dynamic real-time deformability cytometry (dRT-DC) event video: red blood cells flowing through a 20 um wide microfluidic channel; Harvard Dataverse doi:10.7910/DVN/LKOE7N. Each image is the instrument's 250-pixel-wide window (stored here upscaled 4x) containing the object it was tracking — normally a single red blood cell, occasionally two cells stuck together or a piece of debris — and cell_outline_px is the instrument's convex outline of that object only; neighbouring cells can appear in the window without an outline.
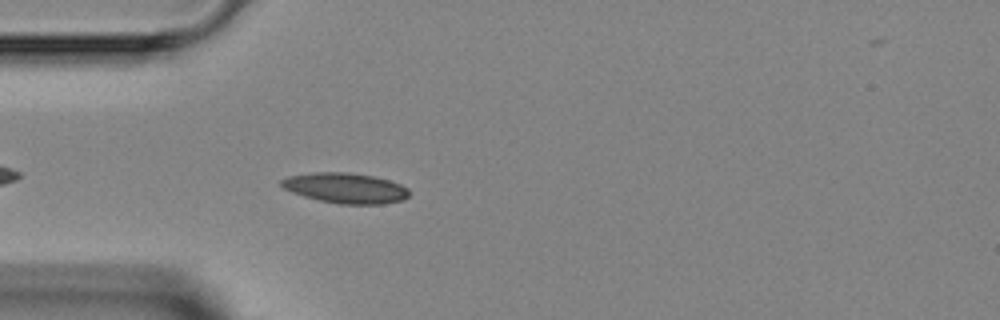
{"species": "Egyptian fruit bat (a non-hibernating species)", "species_latin": "Rousettus aegyptiacus", "temperature_condition": "room temperature", "stored_images_in_passage": 37, "camera_frame_rate_fps": 3000, "um_per_image_px": 0.085, "animal": {"sex": "female"}, "frame": {"image": 1, "passage_image": 4, "time_ms": 1.0, "image_size_px": [1000, 320], "cell_outline_px": [[408, 196], [404, 200], [384, 204], [340, 204], [320, 200], [304, 196], [292, 192], [284, 188], [280, 184], [280, 180], [288, 176], [312, 172], [348, 172], [376, 176], [400, 184], [408, 188]], "centroid_in_image_um": [29.37, 15.98], "position_along_channel_um": 55.6, "area_um2": 22.66}}
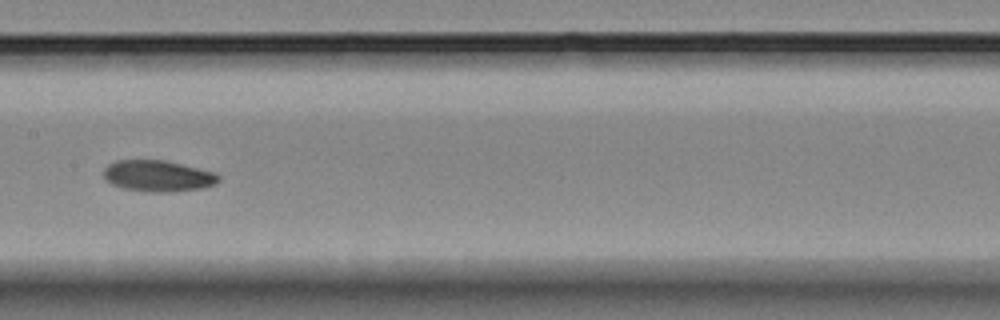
{"frame": {"image": 2, "passage_image": 14, "time_ms": 4.333, "image_size_px": [1000, 320], "cell_outline_px": [[220, 180], [216, 184], [200, 188], [168, 192], [152, 192], [124, 188], [112, 184], [104, 176], [104, 168], [108, 164], [116, 160], [164, 160], [216, 172], [220, 176]], "centroid_in_image_um": [13.45, 14.94], "position_along_channel_um": 194.0, "area_um2": 20.81}}
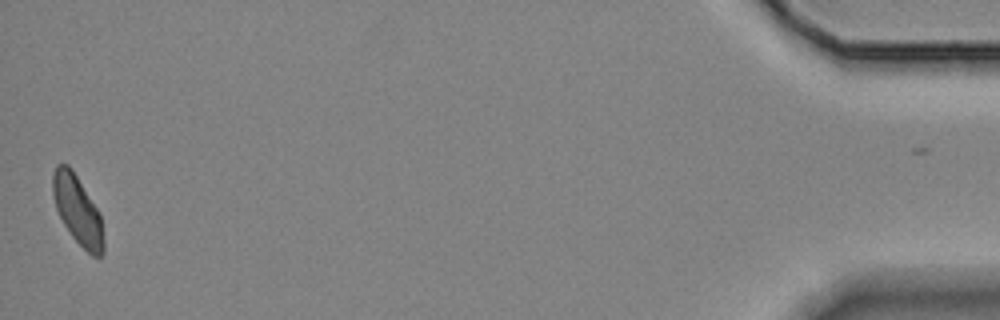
{"frame": {"image": 3, "passage_image": 37, "time_ms": 12.0, "image_size_px": [1000, 320], "cell_outline_px": [[104, 252], [100, 256], [92, 256], [72, 236], [64, 224], [56, 208], [52, 192], [52, 172], [56, 164], [68, 164], [72, 168], [100, 212], [104, 240]], "centroid_in_image_um": [6.59, 17.82], "position_along_channel_um": 428.6, "area_um2": 20.4}}